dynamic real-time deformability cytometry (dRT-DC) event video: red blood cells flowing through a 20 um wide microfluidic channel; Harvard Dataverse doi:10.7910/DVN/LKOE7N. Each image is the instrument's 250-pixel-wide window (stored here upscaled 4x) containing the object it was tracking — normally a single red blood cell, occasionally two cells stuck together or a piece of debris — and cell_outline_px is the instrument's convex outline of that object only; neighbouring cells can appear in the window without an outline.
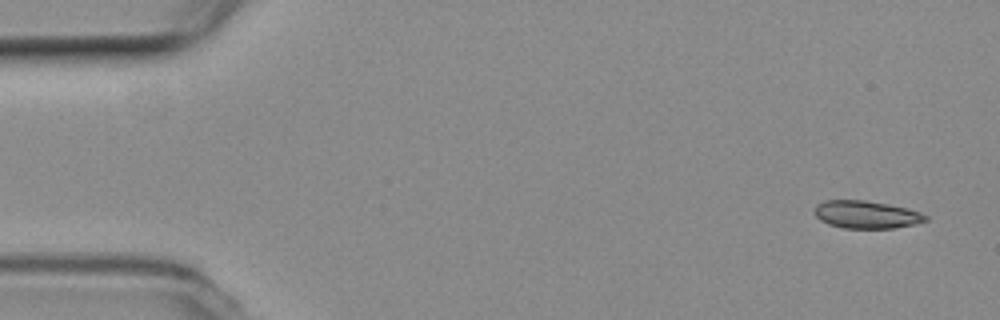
{"species": "common noctule bat (a hibernating species)", "species_latin": "Nyctalus noctula", "temperature_condition": "room temperature", "stored_images_in_passage": 17, "camera_frame_rate_fps": 3000, "um_per_image_px": 0.085, "animal": {"sex": "female", "body_mass_g": 19.3, "forearm_length_mm": 54.1}, "frame": {"image": 1, "passage_image": 1, "time_ms": 0.0, "image_size_px": [1000, 320], "cell_outline_px": [[928, 220], [916, 224], [896, 228], [844, 228], [828, 224], [820, 220], [816, 216], [816, 204], [824, 200], [864, 200], [888, 204], [908, 208], [920, 212], [928, 216]], "centroid_in_image_um": [73.67, 18.24], "position_along_channel_um": 11.3, "area_um2": 17.98}}
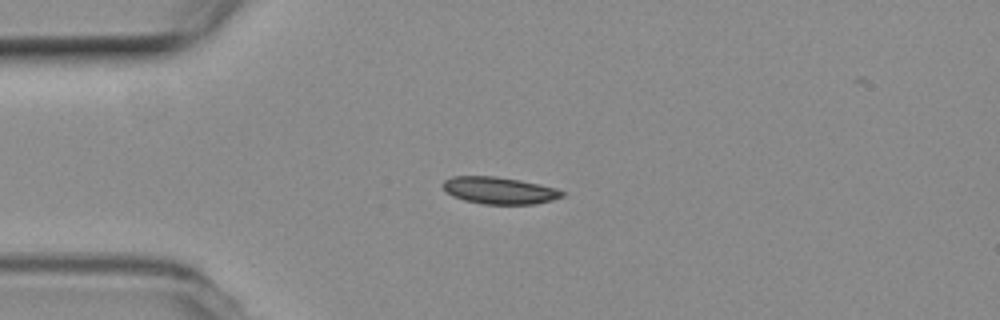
{"frame": {"image": 2, "passage_image": 12, "time_ms": 3.667, "image_size_px": [1000, 320], "cell_outline_px": [[568, 192], [564, 196], [552, 200], [536, 204], [484, 204], [464, 200], [452, 196], [444, 192], [444, 180], [452, 176], [492, 176], [520, 180], [540, 184], [556, 188]], "centroid_in_image_um": [42.47, 16.19], "position_along_channel_um": 42.5, "area_um2": 18.9}}